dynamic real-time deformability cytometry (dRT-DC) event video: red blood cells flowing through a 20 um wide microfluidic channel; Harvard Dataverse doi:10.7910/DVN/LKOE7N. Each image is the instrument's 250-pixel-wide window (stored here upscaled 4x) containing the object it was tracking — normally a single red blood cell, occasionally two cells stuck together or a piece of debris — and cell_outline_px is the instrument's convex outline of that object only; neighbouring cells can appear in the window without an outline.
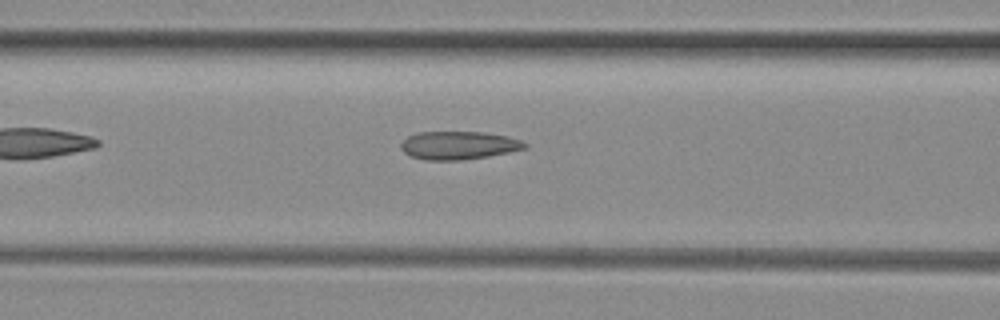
{"species": "common noctule bat (a hibernating species)", "species_latin": "Nyctalus noctula", "temperature_condition": "room temperature", "stored_images_in_passage": 36, "camera_frame_rate_fps": 3000, "um_per_image_px": 0.085, "animal": {"sex": "female", "body_mass_g": 29.2, "forearm_length_mm": 56.3}, "frame": {"image": 1, "passage_image": 5, "time_ms": 1.333, "image_size_px": [1000, 320], "cell_outline_px": [[528, 148], [488, 156], [464, 160], [424, 160], [408, 156], [400, 148], [400, 144], [408, 136], [420, 132], [484, 132], [508, 136], [520, 140], [528, 144]], "centroid_in_image_um": [38.98, 12.36], "position_along_channel_um": 127.6, "area_um2": 20.46}}
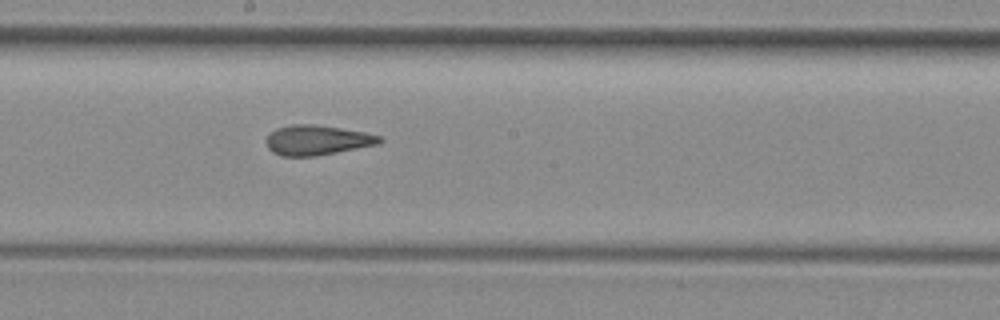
{"frame": {"image": 2, "passage_image": 12, "time_ms": 3.667, "image_size_px": [1000, 320], "cell_outline_px": [[384, 140], [380, 144], [316, 156], [280, 156], [272, 152], [268, 148], [268, 136], [276, 128], [292, 124], [312, 124], [340, 128], [364, 132], [380, 136]], "centroid_in_image_um": [26.98, 11.92], "position_along_channel_um": 221.2, "area_um2": 19.65}}
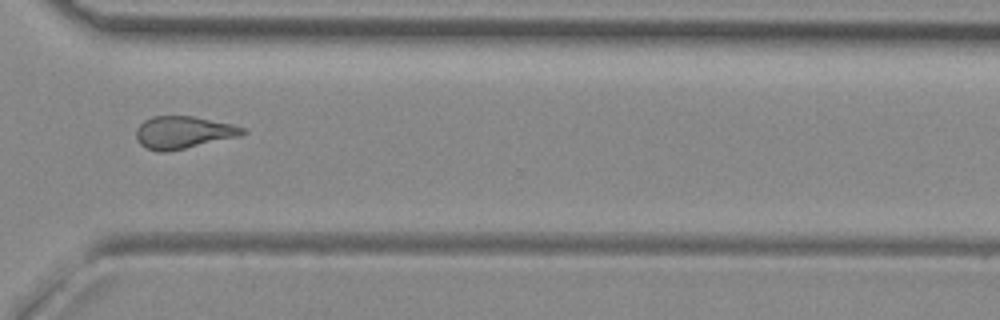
{"frame": {"image": 3, "passage_image": 22, "time_ms": 7.0, "image_size_px": [1000, 320], "cell_outline_px": [[248, 132], [236, 136], [184, 148], [164, 152], [156, 152], [140, 144], [136, 140], [136, 128], [144, 120], [152, 116], [192, 116], [232, 124], [244, 128]], "centroid_in_image_um": [15.51, 11.24], "position_along_channel_um": 355.1, "area_um2": 19.77}}